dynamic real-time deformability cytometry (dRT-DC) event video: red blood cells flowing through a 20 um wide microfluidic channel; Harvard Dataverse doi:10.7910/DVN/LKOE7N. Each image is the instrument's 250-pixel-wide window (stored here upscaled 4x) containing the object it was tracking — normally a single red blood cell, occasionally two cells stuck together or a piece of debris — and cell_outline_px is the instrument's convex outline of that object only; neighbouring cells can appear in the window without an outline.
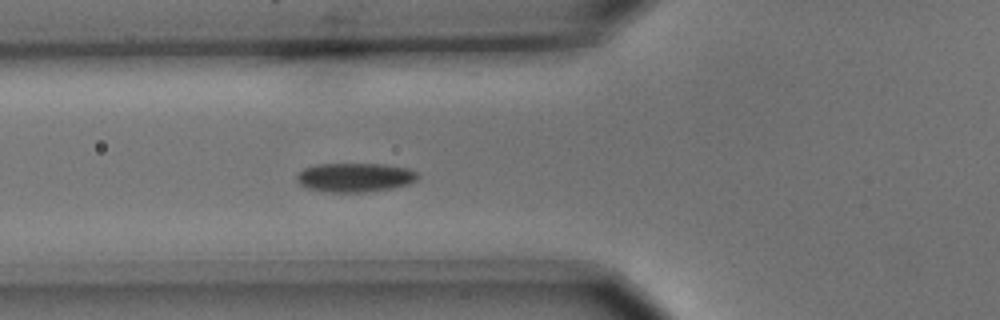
{"species": "common noctule bat (a hibernating species)", "species_latin": "Nyctalus noctula", "temperature_condition": "cold", "stored_images_in_passage": 5, "camera_frame_rate_fps": 3000, "um_per_image_px": 0.085, "animal": {"sex": "male", "body_mass_g": 15.6}, "frame": {"image": 1, "passage_image": 5, "time_ms": 1.333, "image_size_px": [1000, 320], "cell_outline_px": [[420, 176], [416, 180], [408, 184], [392, 188], [364, 192], [332, 192], [308, 188], [300, 184], [296, 180], [296, 176], [304, 168], [316, 164], [388, 164], [408, 168], [420, 172]], "centroid_in_image_um": [30.22, 15.07], "position_along_channel_um": 95.6, "area_um2": 20.58}}